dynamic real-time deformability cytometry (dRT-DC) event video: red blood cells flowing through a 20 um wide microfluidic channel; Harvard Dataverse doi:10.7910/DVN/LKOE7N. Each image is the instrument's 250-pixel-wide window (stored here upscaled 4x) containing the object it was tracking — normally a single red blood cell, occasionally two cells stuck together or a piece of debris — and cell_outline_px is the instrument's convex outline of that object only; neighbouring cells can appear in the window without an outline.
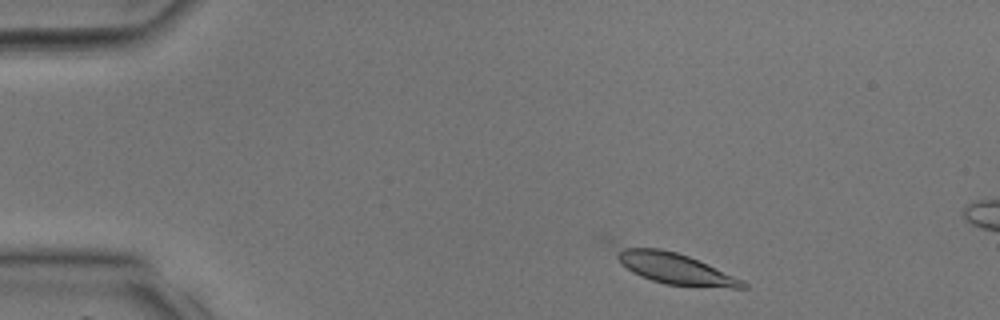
{"species": "common noctule bat (a hibernating species)", "species_latin": "Nyctalus noctula", "temperature_condition": "room temperature", "stored_images_in_passage": 6, "camera_frame_rate_fps": 3000, "um_per_image_px": 0.085, "animal": {"sex": "male", "body_mass_g": 17.9, "forearm_length_mm": 54.2}, "frame": {"image": 1, "passage_image": 1, "time_ms": 0.0, "image_size_px": [1000, 320], "cell_outline_px": [[748, 288], [732, 288], [664, 284], [640, 276], [632, 272], [596, 236], [604, 236], [660, 248], [676, 252], [688, 256], [708, 264], [748, 284]], "centroid_in_image_um": [56.86, 22.59], "position_along_channel_um": 28.1, "area_um2": 25.03}}